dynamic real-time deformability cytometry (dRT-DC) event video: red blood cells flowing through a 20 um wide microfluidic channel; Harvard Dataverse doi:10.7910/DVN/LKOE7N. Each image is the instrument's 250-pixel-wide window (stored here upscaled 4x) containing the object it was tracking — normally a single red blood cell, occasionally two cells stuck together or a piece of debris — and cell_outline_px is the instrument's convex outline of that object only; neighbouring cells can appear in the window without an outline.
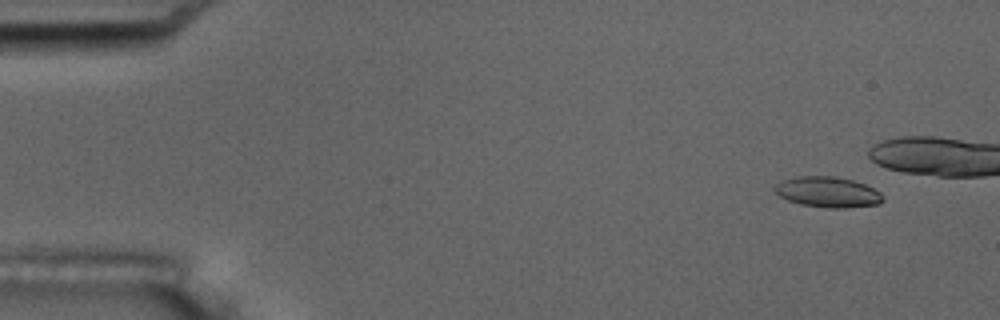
{"species": "common noctule bat (a hibernating species)", "species_latin": "Nyctalus noctula", "temperature_condition": "room temperature", "stored_images_in_passage": 6, "camera_frame_rate_fps": 3000, "um_per_image_px": 0.085, "animal": {"sex": "male", "body_mass_g": 17.5, "forearm_length_mm": 52.3}, "frame": {"image": 1, "passage_image": 2, "time_ms": 1.333, "image_size_px": [1000, 320], "cell_outline_px": [[884, 200], [880, 204], [844, 208], [832, 208], [800, 204], [788, 200], [780, 196], [772, 188], [776, 184], [784, 180], [796, 176], [832, 176], [852, 180], [864, 184], [880, 192], [884, 196]], "centroid_in_image_um": [70.37, 16.33], "position_along_channel_um": 14.6, "area_um2": 19.19}}